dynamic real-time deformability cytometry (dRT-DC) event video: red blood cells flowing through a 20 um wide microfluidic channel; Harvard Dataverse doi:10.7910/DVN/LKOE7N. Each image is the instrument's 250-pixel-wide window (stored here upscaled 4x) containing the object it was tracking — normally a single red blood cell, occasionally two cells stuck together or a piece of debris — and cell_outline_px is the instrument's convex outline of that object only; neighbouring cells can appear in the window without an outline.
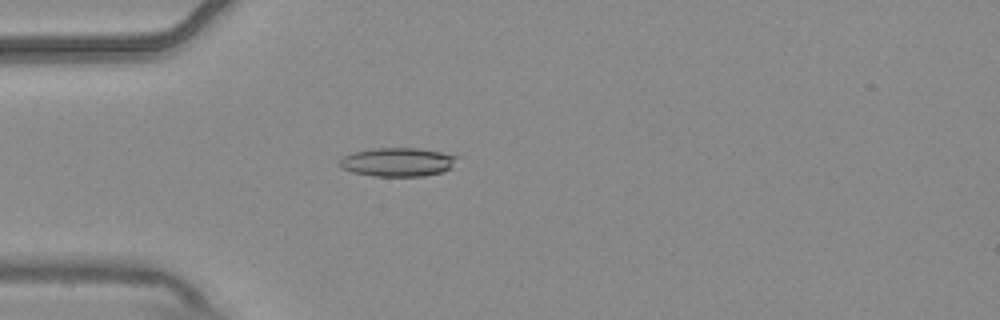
{"species": "common noctule bat (a hibernating species)", "species_latin": "Nyctalus noctula", "temperature_condition": "warm", "stored_images_in_passage": 6, "camera_frame_rate_fps": 3000, "um_per_image_px": 0.085, "animal": {"sex": "male", "body_mass_g": 20.4}, "frame": {"image": 1, "passage_image": 5, "time_ms": 1.333, "image_size_px": [1000, 320], "cell_outline_px": [[460, 156], [452, 168], [444, 172], [424, 176], [376, 176], [352, 172], [340, 168], [340, 160], [344, 156], [352, 152], [376, 148], [420, 148]], "centroid_in_image_um": [33.85, 13.77], "position_along_channel_um": 51.2, "area_um2": 19.83}}